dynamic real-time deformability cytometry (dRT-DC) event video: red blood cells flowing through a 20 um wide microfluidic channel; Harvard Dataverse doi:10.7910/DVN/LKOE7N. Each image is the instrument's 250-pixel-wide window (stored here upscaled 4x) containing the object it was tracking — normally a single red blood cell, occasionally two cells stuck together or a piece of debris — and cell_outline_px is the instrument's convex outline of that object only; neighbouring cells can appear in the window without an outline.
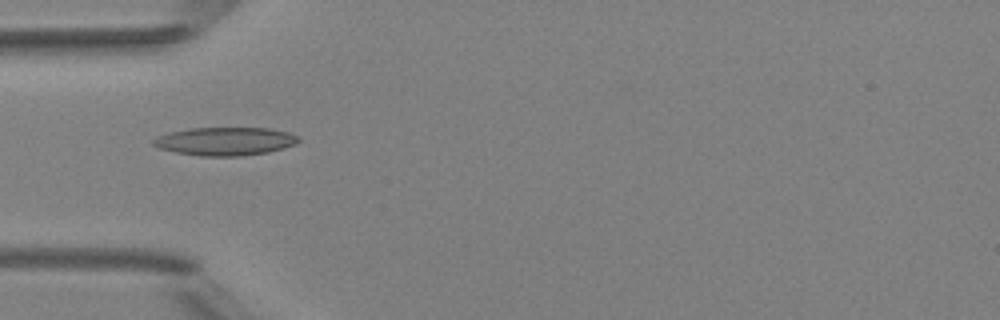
{"species": "Egyptian fruit bat (a non-hibernating species)", "species_latin": "Rousettus aegyptiacus", "temperature_condition": "room temperature", "stored_images_in_passage": 1, "camera_frame_rate_fps": 3000, "um_per_image_px": 0.085, "animal": {"sex": "female"}, "frame": {"image": 1, "passage_image": 1, "time_ms": 0.0, "image_size_px": [1000, 320], "cell_outline_px": [[300, 140], [296, 144], [284, 148], [268, 152], [240, 156], [200, 156], [176, 152], [160, 148], [152, 144], [152, 140], [156, 136], [172, 132], [192, 128], [268, 128], [288, 132], [300, 136]], "centroid_in_image_um": [19.17, 12.01], "position_along_channel_um": 65.8, "area_um2": 23.87}}